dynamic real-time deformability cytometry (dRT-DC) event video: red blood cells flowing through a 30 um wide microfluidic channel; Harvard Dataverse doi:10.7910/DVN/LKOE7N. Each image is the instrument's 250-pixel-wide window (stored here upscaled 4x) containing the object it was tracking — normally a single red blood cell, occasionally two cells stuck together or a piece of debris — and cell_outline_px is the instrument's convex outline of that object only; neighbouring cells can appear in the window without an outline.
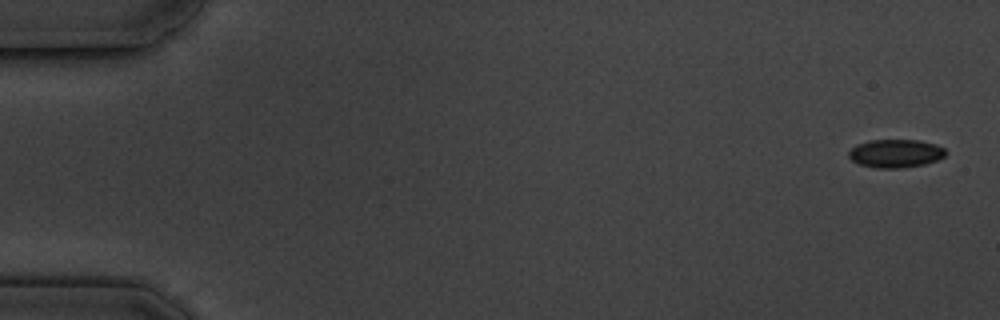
{"species": "common noctule bat (a hibernating species)", "species_latin": "Nyctalus noctula", "temperature_condition": "cold", "stored_images_in_passage": 4, "camera_frame_rate_fps": 3000, "um_per_image_px": 0.085, "animal": {"sex": "male", "body_mass_g": 19.5, "forearm_length_mm": 54.6}, "frame": {"image": 1, "passage_image": 1, "time_ms": 0.0, "image_size_px": [1000, 320], "cell_outline_px": [[948, 152], [944, 156], [936, 160], [924, 164], [900, 168], [876, 168], [860, 164], [852, 160], [848, 156], [848, 152], [856, 144], [868, 140], [916, 140], [936, 144], [944, 148]], "centroid_in_image_um": [76.11, 13.03], "position_along_channel_um": 8.9, "area_um2": 15.95}}